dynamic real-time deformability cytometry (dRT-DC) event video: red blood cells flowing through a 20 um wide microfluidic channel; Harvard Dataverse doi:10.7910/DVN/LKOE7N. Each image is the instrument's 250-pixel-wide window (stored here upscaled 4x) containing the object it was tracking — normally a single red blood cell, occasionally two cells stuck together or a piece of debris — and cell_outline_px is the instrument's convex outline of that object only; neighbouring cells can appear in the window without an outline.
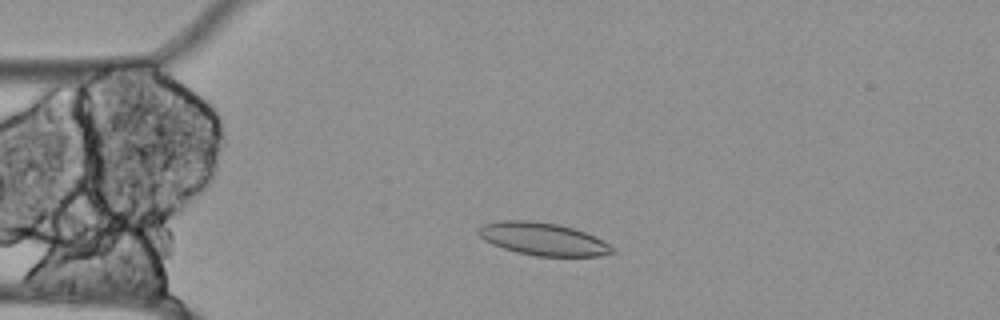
{"species": "Egyptian fruit bat (a non-hibernating species)", "species_latin": "Rousettus aegyptiacus", "temperature_condition": "cold", "stored_images_in_passage": 55, "camera_frame_rate_fps": 3000, "um_per_image_px": 0.085, "animal": {"sex": "female"}, "frame": {"image": 1, "passage_image": 12, "time_ms": 3.667, "image_size_px": [1000, 320], "cell_outline_px": [[616, 252], [600, 256], [536, 256], [516, 252], [492, 244], [484, 240], [476, 232], [484, 224], [500, 220], [528, 220], [556, 224], [572, 228], [584, 232], [616, 248]], "centroid_in_image_um": [46.14, 20.32], "position_along_channel_um": 38.9, "area_um2": 25.26}}
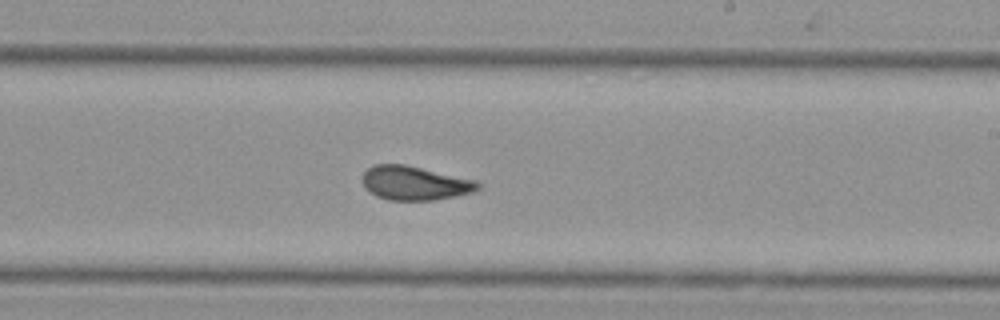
{"frame": {"image": 2, "passage_image": 32, "time_ms": 10.333, "image_size_px": [1000, 320], "cell_outline_px": [[484, 184], [480, 188], [472, 192], [456, 196], [432, 200], [388, 200], [376, 196], [360, 180], [364, 172], [368, 168], [376, 164], [404, 164], [476, 180]], "centroid_in_image_um": [35.28, 15.56], "position_along_channel_um": 253.7, "area_um2": 22.83}}
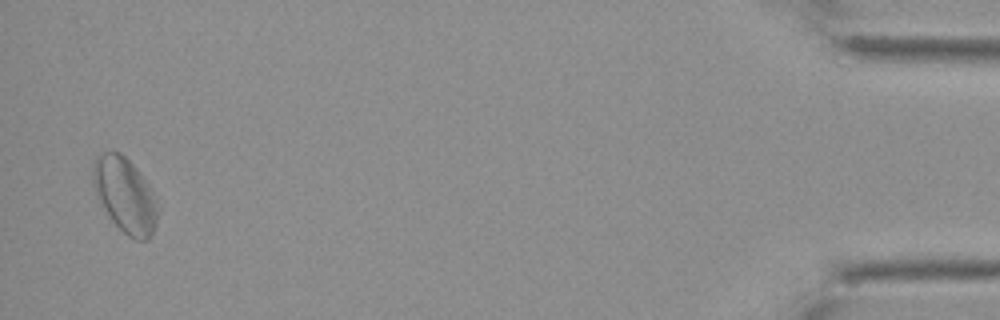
{"frame": {"image": 3, "passage_image": 54, "time_ms": 17.667, "image_size_px": [1000, 320], "cell_outline_px": [[160, 208], [156, 224], [152, 236], [148, 240], [136, 240], [128, 236], [112, 220], [96, 196], [92, 184], [92, 164], [96, 156], [104, 152], [120, 152], [140, 172], [160, 204]], "centroid_in_image_um": [10.64, 16.59], "position_along_channel_um": 424.6, "area_um2": 28.55}, "authors_computed_cell_mechanics": {"area_um2": 24.1604, "velocity_mm_per_s": 3.4771, "shape_relaxation_time_tau1_ms": null, "shape_relaxation_time_tau2_ms": 4.6368, "deformation_change_tau1": null, "deformation_change_tau2": 0.0996}}